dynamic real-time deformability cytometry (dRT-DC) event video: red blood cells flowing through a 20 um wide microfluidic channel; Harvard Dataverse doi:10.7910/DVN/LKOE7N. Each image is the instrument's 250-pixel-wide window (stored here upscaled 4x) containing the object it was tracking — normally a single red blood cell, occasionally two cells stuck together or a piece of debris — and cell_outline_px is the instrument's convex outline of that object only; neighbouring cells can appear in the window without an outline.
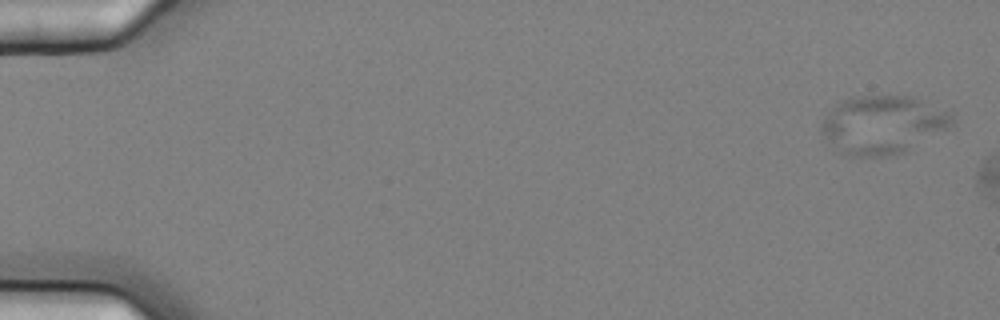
{"species": "common noctule bat (a hibernating species)", "species_latin": "Nyctalus noctula", "temperature_condition": "cold", "stored_images_in_passage": 4, "camera_frame_rate_fps": 3000, "um_per_image_px": 0.085, "animal": {"sex": "female", "body_mass_g": 25.1}, "frame": {"image": 1, "passage_image": 1, "time_ms": 0.0, "image_size_px": [1000, 320], "cell_outline_px": [[956, 124], [904, 152], [888, 156], [848, 156], [832, 148], [820, 128], [824, 116], [840, 100], [852, 96], [916, 96], [952, 112], [956, 116]], "centroid_in_image_um": [75.07, 10.58], "position_along_channel_um": 9.9, "area_um2": 45.03}}